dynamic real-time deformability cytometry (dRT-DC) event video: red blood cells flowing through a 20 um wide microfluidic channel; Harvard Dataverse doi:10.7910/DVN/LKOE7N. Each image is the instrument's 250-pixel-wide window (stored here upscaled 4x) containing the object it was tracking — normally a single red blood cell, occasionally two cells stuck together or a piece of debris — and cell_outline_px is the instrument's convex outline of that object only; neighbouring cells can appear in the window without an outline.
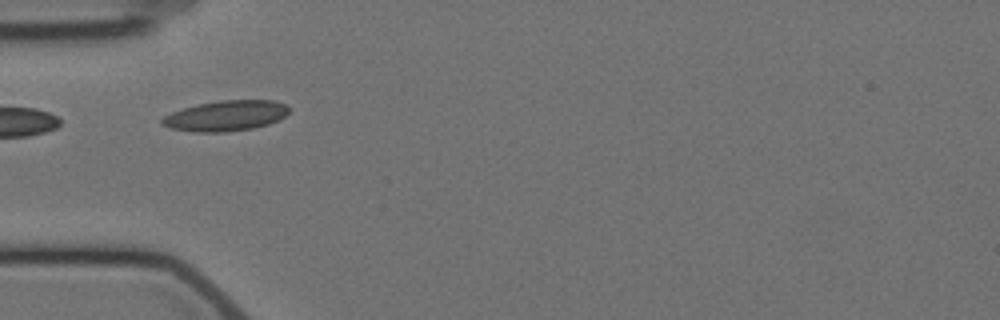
{"species": "Egyptian fruit bat (a non-hibernating species)", "species_latin": "Rousettus aegyptiacus", "temperature_condition": "cold", "stored_images_in_passage": 9, "camera_frame_rate_fps": 3000, "um_per_image_px": 0.085, "animal": {"sex": "female"}, "frame": {"image": 1, "passage_image": 2, "time_ms": 1.0, "image_size_px": [1000, 320], "cell_outline_px": [[288, 112], [284, 116], [268, 124], [252, 128], [220, 132], [196, 132], [172, 128], [160, 124], [160, 120], [164, 116], [172, 112], [196, 104], [220, 100], [276, 100], [284, 104], [288, 108]], "centroid_in_image_um": [19.16, 9.83], "position_along_channel_um": 65.8, "area_um2": 22.31}}
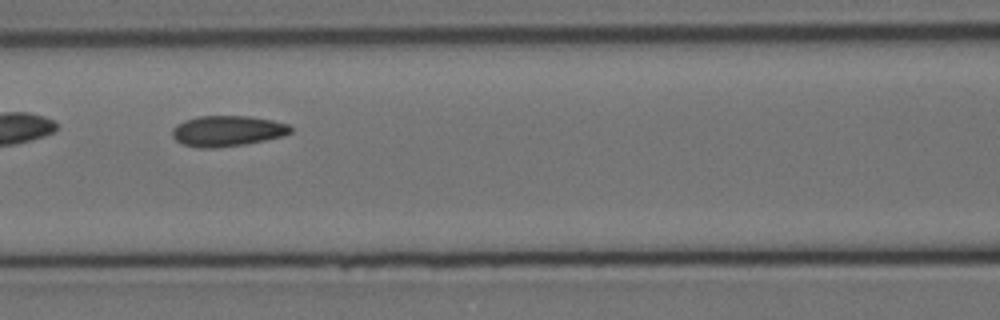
{"frame": {"image": 2, "passage_image": 4, "time_ms": 3.333, "image_size_px": [1000, 320], "cell_outline_px": [[292, 132], [284, 136], [244, 144], [216, 148], [200, 148], [180, 144], [172, 136], [172, 128], [176, 124], [184, 120], [200, 116], [248, 116], [272, 120], [288, 124], [292, 128]], "centroid_in_image_um": [19.3, 11.13], "position_along_channel_um": 147.3, "area_um2": 21.27}}
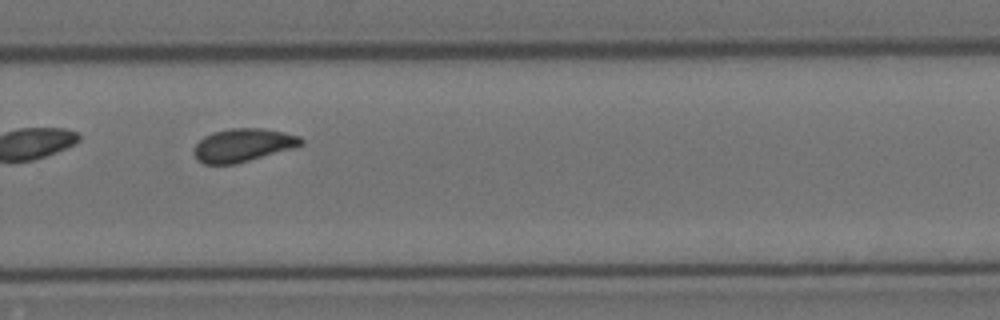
{"frame": {"image": 3, "passage_image": 8, "time_ms": 8.0, "image_size_px": [1000, 320], "cell_outline_px": [[304, 144], [292, 148], [236, 164], [204, 164], [196, 160], [192, 152], [196, 144], [204, 136], [212, 132], [232, 128], [260, 128], [284, 132], [300, 136], [304, 140]], "centroid_in_image_um": [20.62, 12.34], "position_along_channel_um": 309.2, "area_um2": 20.75}}